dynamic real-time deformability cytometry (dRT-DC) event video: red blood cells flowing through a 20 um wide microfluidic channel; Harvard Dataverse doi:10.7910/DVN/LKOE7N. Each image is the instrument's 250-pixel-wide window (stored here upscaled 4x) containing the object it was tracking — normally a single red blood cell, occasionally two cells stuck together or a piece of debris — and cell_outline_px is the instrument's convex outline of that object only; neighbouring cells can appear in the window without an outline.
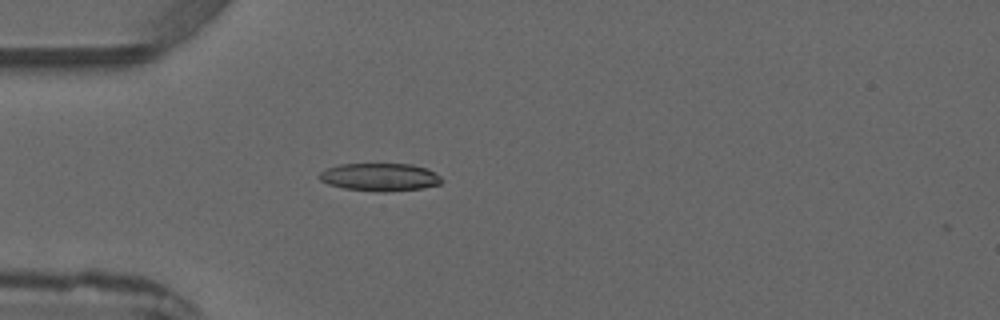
{"species": "common noctule bat (a hibernating species)", "species_latin": "Nyctalus noctula", "temperature_condition": "warm", "stored_images_in_passage": 1, "camera_frame_rate_fps": 3000, "um_per_image_px": 0.085, "animal": {"sex": "male", "forearm_length_mm": 52.5}, "frame": {"image": 1, "passage_image": 1, "time_ms": 0.0, "image_size_px": [1000, 320], "cell_outline_px": [[444, 180], [440, 184], [424, 188], [384, 192], [376, 192], [344, 188], [328, 184], [320, 180], [320, 172], [328, 168], [340, 164], [412, 164], [428, 168], [440, 176]], "centroid_in_image_um": [32.33, 15.05], "position_along_channel_um": 52.7, "area_um2": 19.94}}